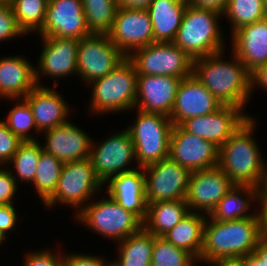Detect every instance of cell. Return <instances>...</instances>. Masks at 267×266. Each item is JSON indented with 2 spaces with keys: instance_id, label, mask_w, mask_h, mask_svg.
Masks as SVG:
<instances>
[{
  "instance_id": "6da1fadb",
  "label": "cell",
  "mask_w": 267,
  "mask_h": 266,
  "mask_svg": "<svg viewBox=\"0 0 267 266\" xmlns=\"http://www.w3.org/2000/svg\"><path fill=\"white\" fill-rule=\"evenodd\" d=\"M261 236L259 211L252 217L232 221H216L208 215L200 261L208 264L211 261L240 260L254 251Z\"/></svg>"
},
{
  "instance_id": "7a4b0ae2",
  "label": "cell",
  "mask_w": 267,
  "mask_h": 266,
  "mask_svg": "<svg viewBox=\"0 0 267 266\" xmlns=\"http://www.w3.org/2000/svg\"><path fill=\"white\" fill-rule=\"evenodd\" d=\"M232 54L231 61L222 59L224 51L195 59L193 74L222 105H232L243 110L250 100L251 73Z\"/></svg>"
},
{
  "instance_id": "3957f363",
  "label": "cell",
  "mask_w": 267,
  "mask_h": 266,
  "mask_svg": "<svg viewBox=\"0 0 267 266\" xmlns=\"http://www.w3.org/2000/svg\"><path fill=\"white\" fill-rule=\"evenodd\" d=\"M255 124L256 120L248 117L219 147L218 166L235 185L257 187L267 165L252 137Z\"/></svg>"
},
{
  "instance_id": "277c9868",
  "label": "cell",
  "mask_w": 267,
  "mask_h": 266,
  "mask_svg": "<svg viewBox=\"0 0 267 266\" xmlns=\"http://www.w3.org/2000/svg\"><path fill=\"white\" fill-rule=\"evenodd\" d=\"M222 16L188 4L173 43L193 60L225 51L223 31L218 24Z\"/></svg>"
},
{
  "instance_id": "5b68a950",
  "label": "cell",
  "mask_w": 267,
  "mask_h": 266,
  "mask_svg": "<svg viewBox=\"0 0 267 266\" xmlns=\"http://www.w3.org/2000/svg\"><path fill=\"white\" fill-rule=\"evenodd\" d=\"M137 76L135 65L126 57L109 74L90 83L93 92L89 111L106 114L135 109Z\"/></svg>"
},
{
  "instance_id": "8992f818",
  "label": "cell",
  "mask_w": 267,
  "mask_h": 266,
  "mask_svg": "<svg viewBox=\"0 0 267 266\" xmlns=\"http://www.w3.org/2000/svg\"><path fill=\"white\" fill-rule=\"evenodd\" d=\"M135 121L126 129L134 144L137 166L144 168L168 158L169 140L173 128L170 117L138 110Z\"/></svg>"
},
{
  "instance_id": "52a82bcc",
  "label": "cell",
  "mask_w": 267,
  "mask_h": 266,
  "mask_svg": "<svg viewBox=\"0 0 267 266\" xmlns=\"http://www.w3.org/2000/svg\"><path fill=\"white\" fill-rule=\"evenodd\" d=\"M80 224L92 229L101 237L119 242L138 233L143 222L132 212L125 210L112 197L89 202L75 215Z\"/></svg>"
},
{
  "instance_id": "ba28073f",
  "label": "cell",
  "mask_w": 267,
  "mask_h": 266,
  "mask_svg": "<svg viewBox=\"0 0 267 266\" xmlns=\"http://www.w3.org/2000/svg\"><path fill=\"white\" fill-rule=\"evenodd\" d=\"M103 186L89 158L66 162L63 164L55 192L43 204L48 208L57 203L74 206L78 214Z\"/></svg>"
},
{
  "instance_id": "9c48e42d",
  "label": "cell",
  "mask_w": 267,
  "mask_h": 266,
  "mask_svg": "<svg viewBox=\"0 0 267 266\" xmlns=\"http://www.w3.org/2000/svg\"><path fill=\"white\" fill-rule=\"evenodd\" d=\"M128 58L138 75L173 76L184 79L193 74L194 60L173 42H154L135 49Z\"/></svg>"
},
{
  "instance_id": "30bf717a",
  "label": "cell",
  "mask_w": 267,
  "mask_h": 266,
  "mask_svg": "<svg viewBox=\"0 0 267 266\" xmlns=\"http://www.w3.org/2000/svg\"><path fill=\"white\" fill-rule=\"evenodd\" d=\"M125 58L108 34L92 33L79 40L77 76L90 84L109 74Z\"/></svg>"
},
{
  "instance_id": "8fae6325",
  "label": "cell",
  "mask_w": 267,
  "mask_h": 266,
  "mask_svg": "<svg viewBox=\"0 0 267 266\" xmlns=\"http://www.w3.org/2000/svg\"><path fill=\"white\" fill-rule=\"evenodd\" d=\"M147 203L185 200L191 172L169 157L143 168Z\"/></svg>"
},
{
  "instance_id": "7c38bea8",
  "label": "cell",
  "mask_w": 267,
  "mask_h": 266,
  "mask_svg": "<svg viewBox=\"0 0 267 266\" xmlns=\"http://www.w3.org/2000/svg\"><path fill=\"white\" fill-rule=\"evenodd\" d=\"M93 142L89 159L103 185L113 176L139 168H128L136 158L134 144L127 129L115 132L101 143Z\"/></svg>"
},
{
  "instance_id": "4fadbf2b",
  "label": "cell",
  "mask_w": 267,
  "mask_h": 266,
  "mask_svg": "<svg viewBox=\"0 0 267 266\" xmlns=\"http://www.w3.org/2000/svg\"><path fill=\"white\" fill-rule=\"evenodd\" d=\"M219 147L213 142L173 125L168 157L190 172L218 166Z\"/></svg>"
},
{
  "instance_id": "5bb4252c",
  "label": "cell",
  "mask_w": 267,
  "mask_h": 266,
  "mask_svg": "<svg viewBox=\"0 0 267 266\" xmlns=\"http://www.w3.org/2000/svg\"><path fill=\"white\" fill-rule=\"evenodd\" d=\"M108 35L126 57L135 49L154 43L152 22L147 9L118 7Z\"/></svg>"
},
{
  "instance_id": "9a60e30c",
  "label": "cell",
  "mask_w": 267,
  "mask_h": 266,
  "mask_svg": "<svg viewBox=\"0 0 267 266\" xmlns=\"http://www.w3.org/2000/svg\"><path fill=\"white\" fill-rule=\"evenodd\" d=\"M234 185L219 166L191 172L186 204L190 211L209 215Z\"/></svg>"
},
{
  "instance_id": "2e32d148",
  "label": "cell",
  "mask_w": 267,
  "mask_h": 266,
  "mask_svg": "<svg viewBox=\"0 0 267 266\" xmlns=\"http://www.w3.org/2000/svg\"><path fill=\"white\" fill-rule=\"evenodd\" d=\"M40 37L80 40L92 34L87 26L81 0H48Z\"/></svg>"
},
{
  "instance_id": "e0dca14e",
  "label": "cell",
  "mask_w": 267,
  "mask_h": 266,
  "mask_svg": "<svg viewBox=\"0 0 267 266\" xmlns=\"http://www.w3.org/2000/svg\"><path fill=\"white\" fill-rule=\"evenodd\" d=\"M242 109L232 105H222L215 112L192 117L180 126L187 132L213 142L220 147L248 118Z\"/></svg>"
},
{
  "instance_id": "ac0fdd59",
  "label": "cell",
  "mask_w": 267,
  "mask_h": 266,
  "mask_svg": "<svg viewBox=\"0 0 267 266\" xmlns=\"http://www.w3.org/2000/svg\"><path fill=\"white\" fill-rule=\"evenodd\" d=\"M43 49L35 67V80L38 86L40 76L49 78L77 75V55L79 40L64 37H41ZM43 74V75H42Z\"/></svg>"
},
{
  "instance_id": "d6986e66",
  "label": "cell",
  "mask_w": 267,
  "mask_h": 266,
  "mask_svg": "<svg viewBox=\"0 0 267 266\" xmlns=\"http://www.w3.org/2000/svg\"><path fill=\"white\" fill-rule=\"evenodd\" d=\"M222 104L212 93L191 74L181 80L170 119L173 125L183 121L215 112Z\"/></svg>"
},
{
  "instance_id": "ffe728a7",
  "label": "cell",
  "mask_w": 267,
  "mask_h": 266,
  "mask_svg": "<svg viewBox=\"0 0 267 266\" xmlns=\"http://www.w3.org/2000/svg\"><path fill=\"white\" fill-rule=\"evenodd\" d=\"M181 80L167 75H138L135 108L170 117Z\"/></svg>"
},
{
  "instance_id": "44dd1931",
  "label": "cell",
  "mask_w": 267,
  "mask_h": 266,
  "mask_svg": "<svg viewBox=\"0 0 267 266\" xmlns=\"http://www.w3.org/2000/svg\"><path fill=\"white\" fill-rule=\"evenodd\" d=\"M44 152L53 155L63 163L83 160L90 157L92 139L71 121L45 132Z\"/></svg>"
},
{
  "instance_id": "7402d4cb",
  "label": "cell",
  "mask_w": 267,
  "mask_h": 266,
  "mask_svg": "<svg viewBox=\"0 0 267 266\" xmlns=\"http://www.w3.org/2000/svg\"><path fill=\"white\" fill-rule=\"evenodd\" d=\"M232 53L252 73L267 63V17L231 33Z\"/></svg>"
},
{
  "instance_id": "603a6c76",
  "label": "cell",
  "mask_w": 267,
  "mask_h": 266,
  "mask_svg": "<svg viewBox=\"0 0 267 266\" xmlns=\"http://www.w3.org/2000/svg\"><path fill=\"white\" fill-rule=\"evenodd\" d=\"M24 99L32 109L40 133L66 123L70 110L64 97L55 89L36 85Z\"/></svg>"
},
{
  "instance_id": "cb8c5ba5",
  "label": "cell",
  "mask_w": 267,
  "mask_h": 266,
  "mask_svg": "<svg viewBox=\"0 0 267 266\" xmlns=\"http://www.w3.org/2000/svg\"><path fill=\"white\" fill-rule=\"evenodd\" d=\"M140 169V170H139ZM107 195L120 206L135 214L142 222L146 217L147 200L145 198V176L143 168L111 177L105 184Z\"/></svg>"
},
{
  "instance_id": "d4e9b609",
  "label": "cell",
  "mask_w": 267,
  "mask_h": 266,
  "mask_svg": "<svg viewBox=\"0 0 267 266\" xmlns=\"http://www.w3.org/2000/svg\"><path fill=\"white\" fill-rule=\"evenodd\" d=\"M19 56L0 58V99L24 98L37 84L35 67Z\"/></svg>"
},
{
  "instance_id": "484cf974",
  "label": "cell",
  "mask_w": 267,
  "mask_h": 266,
  "mask_svg": "<svg viewBox=\"0 0 267 266\" xmlns=\"http://www.w3.org/2000/svg\"><path fill=\"white\" fill-rule=\"evenodd\" d=\"M188 0H153L149 13L154 42H173L181 25Z\"/></svg>"
},
{
  "instance_id": "4316f807",
  "label": "cell",
  "mask_w": 267,
  "mask_h": 266,
  "mask_svg": "<svg viewBox=\"0 0 267 266\" xmlns=\"http://www.w3.org/2000/svg\"><path fill=\"white\" fill-rule=\"evenodd\" d=\"M189 212L186 200L148 203L143 229L154 236H163Z\"/></svg>"
},
{
  "instance_id": "83f0119b",
  "label": "cell",
  "mask_w": 267,
  "mask_h": 266,
  "mask_svg": "<svg viewBox=\"0 0 267 266\" xmlns=\"http://www.w3.org/2000/svg\"><path fill=\"white\" fill-rule=\"evenodd\" d=\"M190 211L180 222L162 237L175 247L184 249L200 261L203 246V229L206 214Z\"/></svg>"
},
{
  "instance_id": "f1b7e54d",
  "label": "cell",
  "mask_w": 267,
  "mask_h": 266,
  "mask_svg": "<svg viewBox=\"0 0 267 266\" xmlns=\"http://www.w3.org/2000/svg\"><path fill=\"white\" fill-rule=\"evenodd\" d=\"M252 200L257 201V187L252 185H234L218 202L209 216L216 221H232L252 217L255 215V212L251 214L248 211L252 207Z\"/></svg>"
},
{
  "instance_id": "f546056e",
  "label": "cell",
  "mask_w": 267,
  "mask_h": 266,
  "mask_svg": "<svg viewBox=\"0 0 267 266\" xmlns=\"http://www.w3.org/2000/svg\"><path fill=\"white\" fill-rule=\"evenodd\" d=\"M154 236L143 228L136 234L118 242L117 266H151Z\"/></svg>"
},
{
  "instance_id": "4dcf8cb0",
  "label": "cell",
  "mask_w": 267,
  "mask_h": 266,
  "mask_svg": "<svg viewBox=\"0 0 267 266\" xmlns=\"http://www.w3.org/2000/svg\"><path fill=\"white\" fill-rule=\"evenodd\" d=\"M87 26L91 33L108 34L113 26L117 0H81Z\"/></svg>"
},
{
  "instance_id": "1f68e13d",
  "label": "cell",
  "mask_w": 267,
  "mask_h": 266,
  "mask_svg": "<svg viewBox=\"0 0 267 266\" xmlns=\"http://www.w3.org/2000/svg\"><path fill=\"white\" fill-rule=\"evenodd\" d=\"M8 2L19 28L25 35L35 31L37 33L42 29L48 0H8Z\"/></svg>"
},
{
  "instance_id": "d6a6232c",
  "label": "cell",
  "mask_w": 267,
  "mask_h": 266,
  "mask_svg": "<svg viewBox=\"0 0 267 266\" xmlns=\"http://www.w3.org/2000/svg\"><path fill=\"white\" fill-rule=\"evenodd\" d=\"M43 152L42 145L39 141H22L17 149V152L13 155L10 164H13L15 173L11 171L15 180L18 179L23 182L33 183L35 173L37 170L38 160ZM18 176V177H17ZM18 179H17V178Z\"/></svg>"
},
{
  "instance_id": "836d02e7",
  "label": "cell",
  "mask_w": 267,
  "mask_h": 266,
  "mask_svg": "<svg viewBox=\"0 0 267 266\" xmlns=\"http://www.w3.org/2000/svg\"><path fill=\"white\" fill-rule=\"evenodd\" d=\"M63 164L53 155L41 153L33 185L43 203L55 192Z\"/></svg>"
},
{
  "instance_id": "e575fe53",
  "label": "cell",
  "mask_w": 267,
  "mask_h": 266,
  "mask_svg": "<svg viewBox=\"0 0 267 266\" xmlns=\"http://www.w3.org/2000/svg\"><path fill=\"white\" fill-rule=\"evenodd\" d=\"M232 25V33L242 26L266 18L263 0H228L222 14Z\"/></svg>"
},
{
  "instance_id": "d590c367",
  "label": "cell",
  "mask_w": 267,
  "mask_h": 266,
  "mask_svg": "<svg viewBox=\"0 0 267 266\" xmlns=\"http://www.w3.org/2000/svg\"><path fill=\"white\" fill-rule=\"evenodd\" d=\"M198 260L188 251L175 247L162 236L154 238L151 266H193Z\"/></svg>"
},
{
  "instance_id": "8d00e7d4",
  "label": "cell",
  "mask_w": 267,
  "mask_h": 266,
  "mask_svg": "<svg viewBox=\"0 0 267 266\" xmlns=\"http://www.w3.org/2000/svg\"><path fill=\"white\" fill-rule=\"evenodd\" d=\"M9 100H14V102L16 101V104L12 109H10L6 120H3V122L21 141H36V138H33L29 131L31 132V129H34V132H40L35 124L32 109L28 102L24 98H22V101L21 98Z\"/></svg>"
},
{
  "instance_id": "74e56055",
  "label": "cell",
  "mask_w": 267,
  "mask_h": 266,
  "mask_svg": "<svg viewBox=\"0 0 267 266\" xmlns=\"http://www.w3.org/2000/svg\"><path fill=\"white\" fill-rule=\"evenodd\" d=\"M21 35L25 34L19 28L9 2L0 0V41L11 40Z\"/></svg>"
},
{
  "instance_id": "f35d334b",
  "label": "cell",
  "mask_w": 267,
  "mask_h": 266,
  "mask_svg": "<svg viewBox=\"0 0 267 266\" xmlns=\"http://www.w3.org/2000/svg\"><path fill=\"white\" fill-rule=\"evenodd\" d=\"M22 141L0 121V166H7ZM2 164V165H1Z\"/></svg>"
},
{
  "instance_id": "ab89813d",
  "label": "cell",
  "mask_w": 267,
  "mask_h": 266,
  "mask_svg": "<svg viewBox=\"0 0 267 266\" xmlns=\"http://www.w3.org/2000/svg\"><path fill=\"white\" fill-rule=\"evenodd\" d=\"M49 249L29 252L25 254L23 266H62L63 255Z\"/></svg>"
},
{
  "instance_id": "60d3db41",
  "label": "cell",
  "mask_w": 267,
  "mask_h": 266,
  "mask_svg": "<svg viewBox=\"0 0 267 266\" xmlns=\"http://www.w3.org/2000/svg\"><path fill=\"white\" fill-rule=\"evenodd\" d=\"M3 168L0 167V205L13 204L18 185L12 176V168L7 166Z\"/></svg>"
},
{
  "instance_id": "b9f144b4",
  "label": "cell",
  "mask_w": 267,
  "mask_h": 266,
  "mask_svg": "<svg viewBox=\"0 0 267 266\" xmlns=\"http://www.w3.org/2000/svg\"><path fill=\"white\" fill-rule=\"evenodd\" d=\"M100 256L90 254L63 253L62 266H106L110 261Z\"/></svg>"
},
{
  "instance_id": "7bdbcfd3",
  "label": "cell",
  "mask_w": 267,
  "mask_h": 266,
  "mask_svg": "<svg viewBox=\"0 0 267 266\" xmlns=\"http://www.w3.org/2000/svg\"><path fill=\"white\" fill-rule=\"evenodd\" d=\"M13 204L0 205V232L7 237L8 231L14 229L18 223L17 211Z\"/></svg>"
},
{
  "instance_id": "ee69618b",
  "label": "cell",
  "mask_w": 267,
  "mask_h": 266,
  "mask_svg": "<svg viewBox=\"0 0 267 266\" xmlns=\"http://www.w3.org/2000/svg\"><path fill=\"white\" fill-rule=\"evenodd\" d=\"M228 0H188V4L204 9H210L223 14L227 7Z\"/></svg>"
},
{
  "instance_id": "f6af8a7d",
  "label": "cell",
  "mask_w": 267,
  "mask_h": 266,
  "mask_svg": "<svg viewBox=\"0 0 267 266\" xmlns=\"http://www.w3.org/2000/svg\"><path fill=\"white\" fill-rule=\"evenodd\" d=\"M255 86H260L267 91V63L259 66L251 73V89H253L251 92L254 91Z\"/></svg>"
},
{
  "instance_id": "bcb514c9",
  "label": "cell",
  "mask_w": 267,
  "mask_h": 266,
  "mask_svg": "<svg viewBox=\"0 0 267 266\" xmlns=\"http://www.w3.org/2000/svg\"><path fill=\"white\" fill-rule=\"evenodd\" d=\"M153 0H117L118 7L125 9H147Z\"/></svg>"
},
{
  "instance_id": "7dc6e473",
  "label": "cell",
  "mask_w": 267,
  "mask_h": 266,
  "mask_svg": "<svg viewBox=\"0 0 267 266\" xmlns=\"http://www.w3.org/2000/svg\"><path fill=\"white\" fill-rule=\"evenodd\" d=\"M257 200L259 204L267 203V166L265 167L264 173L257 185Z\"/></svg>"
},
{
  "instance_id": "c3c4849f",
  "label": "cell",
  "mask_w": 267,
  "mask_h": 266,
  "mask_svg": "<svg viewBox=\"0 0 267 266\" xmlns=\"http://www.w3.org/2000/svg\"><path fill=\"white\" fill-rule=\"evenodd\" d=\"M243 266H267L254 251L240 259Z\"/></svg>"
},
{
  "instance_id": "681fc988",
  "label": "cell",
  "mask_w": 267,
  "mask_h": 266,
  "mask_svg": "<svg viewBox=\"0 0 267 266\" xmlns=\"http://www.w3.org/2000/svg\"><path fill=\"white\" fill-rule=\"evenodd\" d=\"M254 252L265 262L267 263V237L261 236L258 239L257 245L254 249Z\"/></svg>"
},
{
  "instance_id": "f907efd6",
  "label": "cell",
  "mask_w": 267,
  "mask_h": 266,
  "mask_svg": "<svg viewBox=\"0 0 267 266\" xmlns=\"http://www.w3.org/2000/svg\"><path fill=\"white\" fill-rule=\"evenodd\" d=\"M259 205L261 207L259 213L261 217L262 235L267 237V203H261Z\"/></svg>"
},
{
  "instance_id": "816d5d0a",
  "label": "cell",
  "mask_w": 267,
  "mask_h": 266,
  "mask_svg": "<svg viewBox=\"0 0 267 266\" xmlns=\"http://www.w3.org/2000/svg\"><path fill=\"white\" fill-rule=\"evenodd\" d=\"M209 264L212 266H243L240 260L211 261Z\"/></svg>"
},
{
  "instance_id": "f5cc1de1",
  "label": "cell",
  "mask_w": 267,
  "mask_h": 266,
  "mask_svg": "<svg viewBox=\"0 0 267 266\" xmlns=\"http://www.w3.org/2000/svg\"><path fill=\"white\" fill-rule=\"evenodd\" d=\"M264 11L267 16V0H263Z\"/></svg>"
},
{
  "instance_id": "db71d44e",
  "label": "cell",
  "mask_w": 267,
  "mask_h": 266,
  "mask_svg": "<svg viewBox=\"0 0 267 266\" xmlns=\"http://www.w3.org/2000/svg\"><path fill=\"white\" fill-rule=\"evenodd\" d=\"M5 239L7 238L0 232V244H2L3 241H6Z\"/></svg>"
},
{
  "instance_id": "11a10c76",
  "label": "cell",
  "mask_w": 267,
  "mask_h": 266,
  "mask_svg": "<svg viewBox=\"0 0 267 266\" xmlns=\"http://www.w3.org/2000/svg\"><path fill=\"white\" fill-rule=\"evenodd\" d=\"M106 266H117L114 262H109Z\"/></svg>"
}]
</instances>
